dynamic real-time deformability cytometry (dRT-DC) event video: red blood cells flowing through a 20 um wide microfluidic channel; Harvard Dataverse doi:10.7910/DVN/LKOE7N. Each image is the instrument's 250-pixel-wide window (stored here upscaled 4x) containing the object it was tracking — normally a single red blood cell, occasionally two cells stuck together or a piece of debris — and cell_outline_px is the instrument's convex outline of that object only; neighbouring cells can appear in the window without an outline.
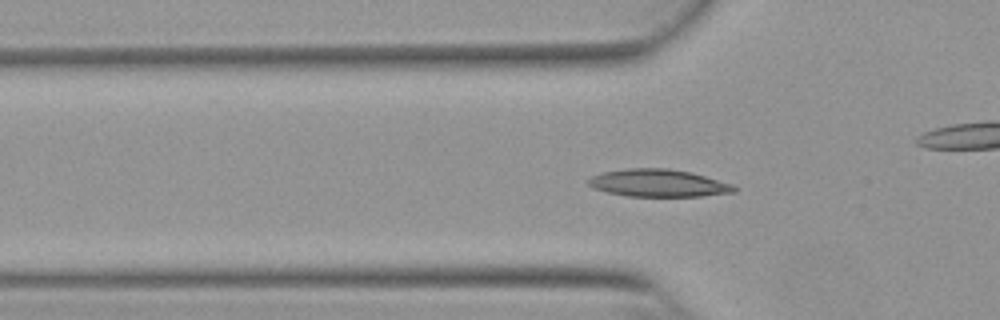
{"species": "Egyptian fruit bat (a non-hibernating species)", "species_latin": "Rousettus aegyptiacus", "temperature_condition": "warm", "stored_images_in_passage": 55, "camera_frame_rate_fps": 3000, "um_per_image_px": 0.085, "animal": {"sex": "female"}, "frame": {"image": 1, "passage_image": 18, "time_ms": 5.667, "image_size_px": [1000, 320], "cell_outline_px": [[736, 192], [700, 196], [628, 196], [608, 192], [592, 188], [588, 184], [588, 180], [592, 176], [604, 172], [628, 168], [668, 168], [692, 172], [732, 184], [736, 188]], "centroid_in_image_um": [55.96, 15.56], "position_along_channel_um": 69.8, "area_um2": 23.24}}
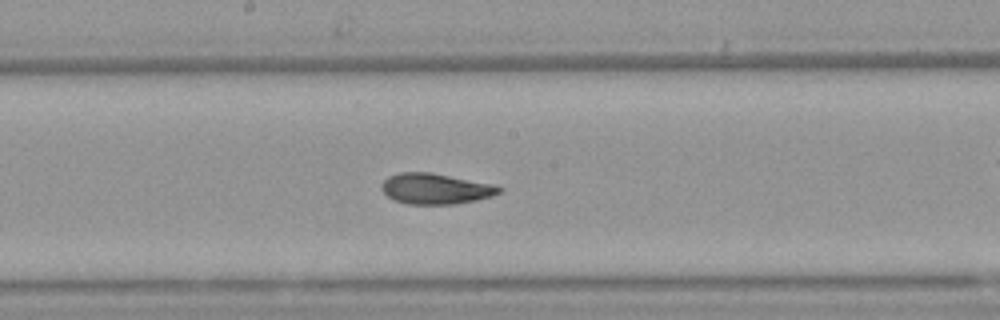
{"frame": {"image": 2, "passage_image": 29, "time_ms": 9.333, "image_size_px": [1000, 320], "cell_outline_px": [[504, 188], [500, 192], [492, 196], [476, 200], [456, 204], [408, 204], [392, 200], [380, 188], [380, 184], [388, 176], [400, 172], [432, 172], [496, 184]], "centroid_in_image_um": [37.03, 16.03], "position_along_channel_um": 211.2, "area_um2": 21.39}}
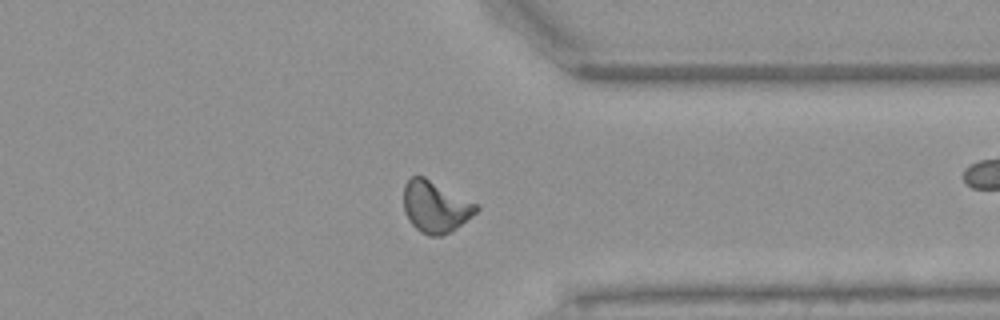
{"frame": {"image": 3, "passage_image": 42, "time_ms": 13.667, "image_size_px": [1000, 320], "cell_outline_px": [[480, 208], [472, 216], [452, 232], [440, 236], [428, 236], [420, 232], [408, 220], [404, 212], [404, 184], [412, 176], [424, 176], [480, 204]], "centroid_in_image_um": [37.03, 17.58], "position_along_channel_um": 374.4, "area_um2": 22.2}, "authors_computed_cell_mechanics": {"area_um2": 21.1548, "velocity_mm_per_s": 3.8551, "shape_relaxation_time_tau1_ms": 10.8411, "shape_relaxation_time_tau2_ms": 2.9204, "deformation_change_tau1": 0.2517, "deformation_change_tau2": 0.0795}}